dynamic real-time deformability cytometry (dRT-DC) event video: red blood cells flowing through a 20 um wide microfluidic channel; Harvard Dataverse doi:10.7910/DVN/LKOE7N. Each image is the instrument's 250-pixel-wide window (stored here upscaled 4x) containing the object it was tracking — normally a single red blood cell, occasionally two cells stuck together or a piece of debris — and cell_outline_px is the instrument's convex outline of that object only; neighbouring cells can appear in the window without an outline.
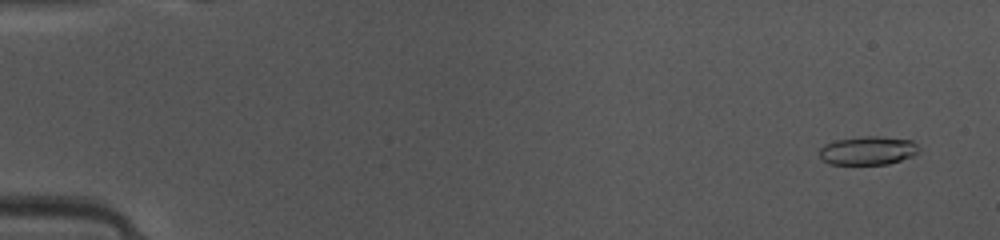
{"species": "common noctule bat (a hibernating species)", "species_latin": "Nyctalus noctula", "temperature_condition": "warm", "stored_images_in_passage": 49, "camera_frame_rate_fps": 3000, "um_per_image_px": 0.085, "animal": {"sex": "female", "body_mass_g": 10.0, "forearm_length_mm": 53.1}, "frame": {"image": 1, "passage_image": 3, "time_ms": 0.667, "image_size_px": [1000, 240], "cell_outline_px": [[920, 152], [912, 156], [888, 164], [828, 164], [820, 156], [820, 148], [824, 144], [836, 140], [864, 136], [880, 136], [912, 140], [920, 148]], "centroid_in_image_um": [73.79, 12.79], "position_along_channel_um": 11.2, "area_um2": 16.59}}
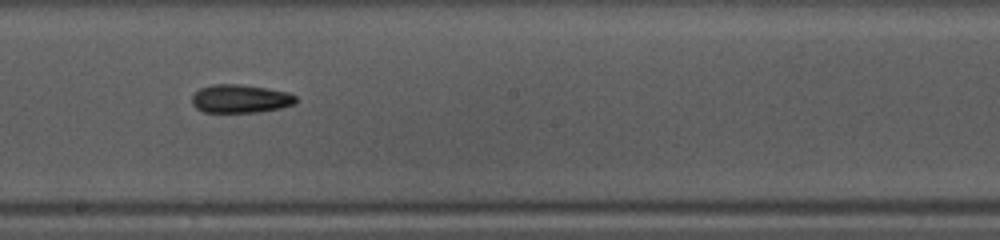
{"frame": {"image": 2, "passage_image": 28, "time_ms": 9.0, "image_size_px": [1000, 240], "cell_outline_px": [[296, 104], [280, 108], [260, 112], [204, 112], [196, 108], [192, 104], [192, 96], [200, 88], [212, 84], [236, 84], [264, 88], [288, 92], [296, 96]], "centroid_in_image_um": [20.43, 8.4], "position_along_channel_um": 227.8, "area_um2": 17.11}}
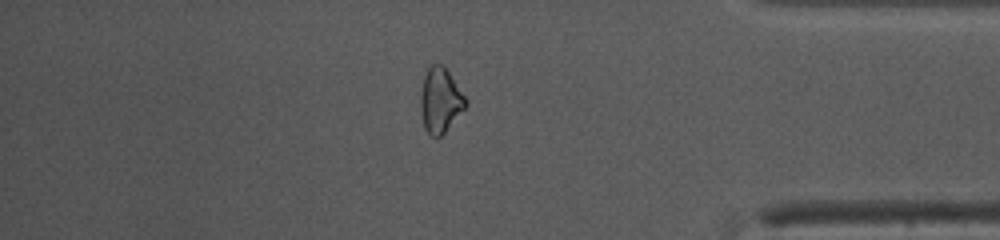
{"frame": {"image": 3, "passage_image": 42, "time_ms": 13.667, "image_size_px": [1000, 240], "cell_outline_px": [[468, 104], [444, 132], [440, 136], [432, 136], [424, 128], [420, 112], [420, 96], [424, 76], [428, 68], [432, 64], [444, 64], [468, 100]], "centroid_in_image_um": [37.42, 8.49], "position_along_channel_um": 397.8, "area_um2": 17.05}, "authors_computed_cell_mechanics": {"area_um2": 17.1088, "velocity_mm_per_s": 4.1366, "shape_relaxation_time_tau1_ms": 4.5433, "shape_relaxation_time_tau2_ms": 2.6784, "deformation_change_tau1": 0.1264, "deformation_change_tau2": 0.084}}